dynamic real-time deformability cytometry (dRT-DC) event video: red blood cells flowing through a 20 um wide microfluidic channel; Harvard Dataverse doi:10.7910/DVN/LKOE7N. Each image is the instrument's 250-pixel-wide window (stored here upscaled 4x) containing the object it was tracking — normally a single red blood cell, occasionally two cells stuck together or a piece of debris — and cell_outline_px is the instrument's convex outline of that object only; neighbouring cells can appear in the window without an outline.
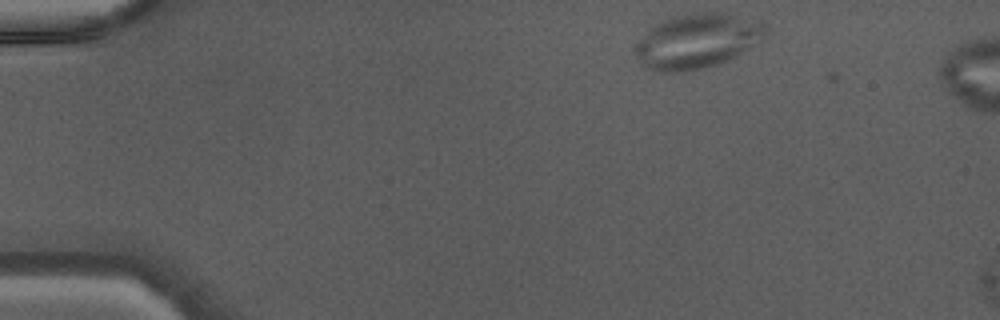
{"species": "Egyptian fruit bat (a non-hibernating species)", "species_latin": "Rousettus aegyptiacus", "temperature_condition": "warm", "stored_images_in_passage": 5, "camera_frame_rate_fps": 3000, "um_per_image_px": 0.085, "animal": {"sex": "male"}, "frame": {"image": 1, "passage_image": 1, "time_ms": 0.0, "image_size_px": [1000, 320], "cell_outline_px": [[768, 36], [748, 48], [716, 64], [700, 68], [680, 72], [660, 72], [644, 68], [636, 52], [636, 44], [648, 28], [672, 16], [704, 12], [724, 12], [760, 20], [768, 28]], "centroid_in_image_um": [59.27, 3.46], "position_along_channel_um": 25.7, "area_um2": 41.27}}